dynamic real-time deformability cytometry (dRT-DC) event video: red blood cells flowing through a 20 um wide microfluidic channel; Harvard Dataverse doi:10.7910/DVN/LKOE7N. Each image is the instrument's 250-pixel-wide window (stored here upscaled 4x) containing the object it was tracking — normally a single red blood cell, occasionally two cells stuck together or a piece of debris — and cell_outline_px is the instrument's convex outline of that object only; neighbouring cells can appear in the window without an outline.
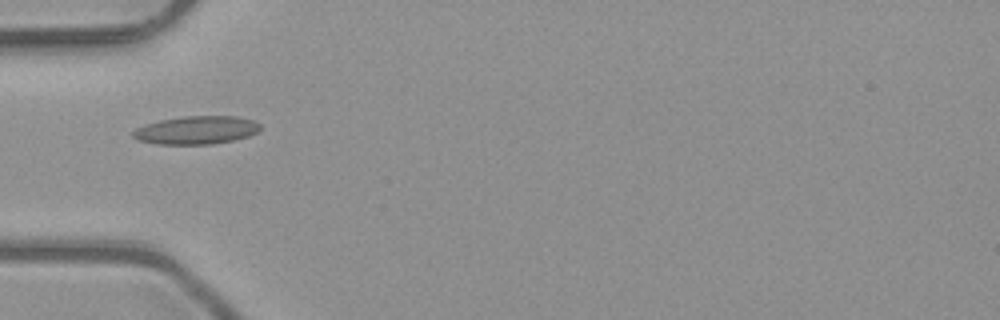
{"species": "common noctule bat (a hibernating species)", "species_latin": "Nyctalus noctula", "temperature_condition": "room temperature", "stored_images_in_passage": 5, "camera_frame_rate_fps": 3000, "um_per_image_px": 0.085, "animal": {"sex": "male", "body_mass_g": 23.1, "forearm_length_mm": 52.7}, "frame": {"image": 1, "passage_image": 4, "time_ms": 1.0, "image_size_px": [1000, 320], "cell_outline_px": [[260, 128], [256, 132], [248, 136], [232, 140], [212, 144], [156, 144], [140, 140], [132, 136], [132, 132], [136, 128], [144, 124], [160, 120], [184, 116], [236, 116], [252, 120], [260, 124]], "centroid_in_image_um": [16.67, 11.05], "position_along_channel_um": 68.3, "area_um2": 20.75}}
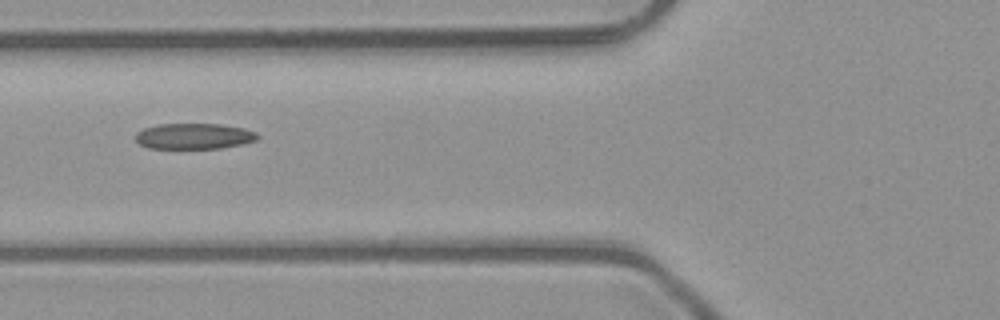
{"frame": {"image": 2, "passage_image": 5, "time_ms": 1.333, "image_size_px": [1000, 320], "cell_outline_px": [[260, 136], [256, 140], [240, 144], [220, 148], [148, 148], [140, 144], [136, 140], [136, 132], [144, 128], [160, 124], [220, 124], [244, 128], [256, 132]], "centroid_in_image_um": [16.49, 11.57], "position_along_channel_um": 109.3, "area_um2": 18.21}}